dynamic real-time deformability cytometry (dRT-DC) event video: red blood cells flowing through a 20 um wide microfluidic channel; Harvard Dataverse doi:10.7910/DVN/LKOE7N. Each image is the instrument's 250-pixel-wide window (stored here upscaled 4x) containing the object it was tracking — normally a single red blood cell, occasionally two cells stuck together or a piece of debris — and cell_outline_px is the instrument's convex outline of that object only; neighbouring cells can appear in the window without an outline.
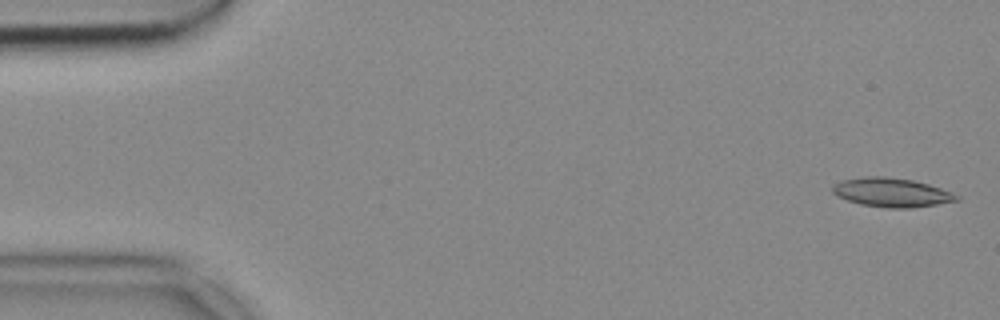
{"species": "common noctule bat (a hibernating species)", "species_latin": "Nyctalus noctula", "temperature_condition": "cold", "stored_images_in_passage": 47, "camera_frame_rate_fps": 3000, "um_per_image_px": 0.085, "animal": {"sex": "female", "body_mass_g": 18.4}, "frame": {"image": 1, "passage_image": 1, "time_ms": 0.0, "image_size_px": [1000, 320], "cell_outline_px": [[960, 200], [912, 208], [888, 208], [860, 204], [836, 196], [832, 192], [832, 184], [840, 180], [868, 176], [880, 176], [912, 180], [928, 184], [952, 192], [960, 196]], "centroid_in_image_um": [75.76, 16.36], "position_along_channel_um": 9.2, "area_um2": 20.98}}
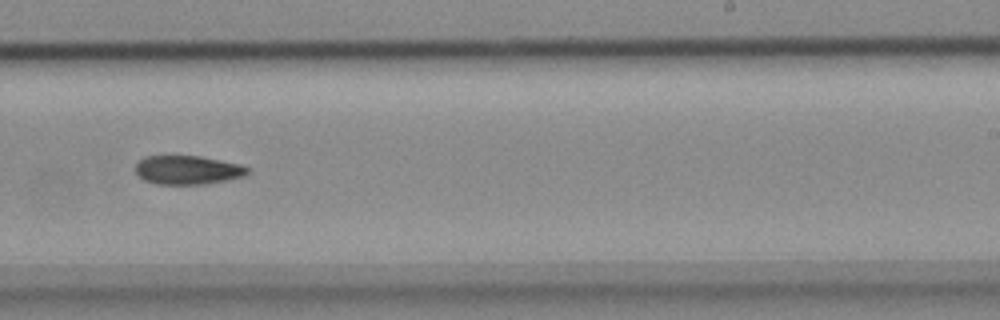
{"frame": {"image": 2, "passage_image": 32, "time_ms": 10.333, "image_size_px": [1000, 320], "cell_outline_px": [[248, 172], [244, 176], [228, 180], [204, 184], [156, 184], [144, 180], [136, 176], [136, 160], [144, 156], [200, 156], [240, 164], [248, 168]], "centroid_in_image_um": [15.9, 14.45], "position_along_channel_um": 273.1, "area_um2": 18.96}}
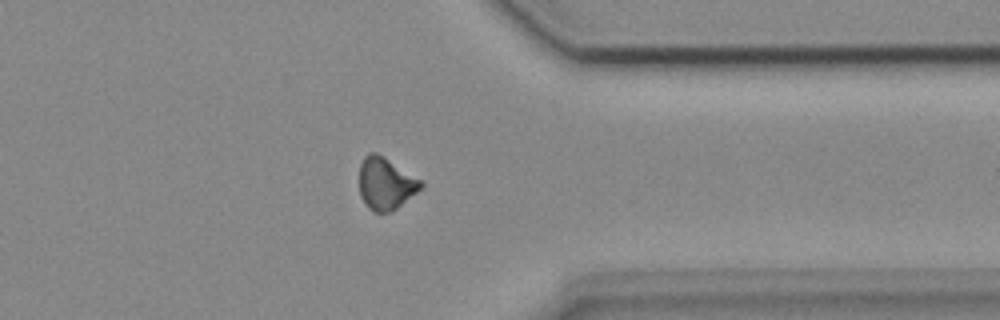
{"frame": {"image": 3, "passage_image": 41, "time_ms": 13.333, "image_size_px": [1000, 320], "cell_outline_px": [[424, 184], [416, 192], [392, 212], [372, 212], [364, 204], [360, 196], [360, 164], [364, 156], [368, 152], [376, 152], [384, 156], [420, 180]], "centroid_in_image_um": [32.74, 15.6], "position_along_channel_um": 378.7, "area_um2": 18.61}}